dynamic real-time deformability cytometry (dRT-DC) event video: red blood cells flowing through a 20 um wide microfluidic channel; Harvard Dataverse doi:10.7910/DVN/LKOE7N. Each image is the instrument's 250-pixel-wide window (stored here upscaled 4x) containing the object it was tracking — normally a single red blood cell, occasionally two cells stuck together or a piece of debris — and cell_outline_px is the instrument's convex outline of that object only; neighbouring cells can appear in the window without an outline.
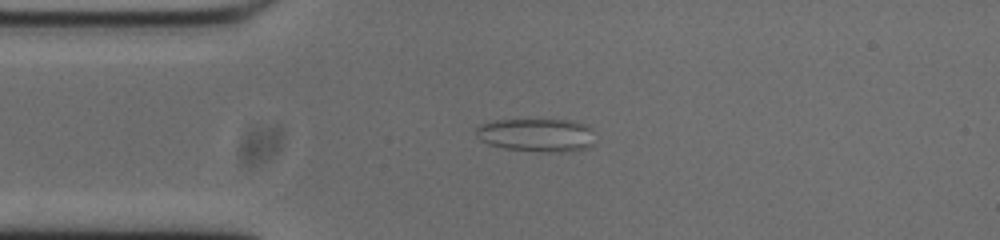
{"species": "common noctule bat (a hibernating species)", "species_latin": "Nyctalus noctula", "temperature_condition": "cold", "stored_images_in_passage": 47, "camera_frame_rate_fps": 3000, "um_per_image_px": 0.085, "animal": {"sex": "male", "body_mass_g": 20.0, "forearm_length_mm": 53.3}, "frame": {"image": 1, "passage_image": 11, "time_ms": 3.333, "image_size_px": [1000, 240], "cell_outline_px": [[592, 144], [584, 148], [504, 148], [488, 144], [476, 132], [476, 128], [480, 124], [496, 120], [576, 120], [588, 124]], "centroid_in_image_um": [45.54, 11.38], "position_along_channel_um": 39.5, "area_um2": 21.27}}
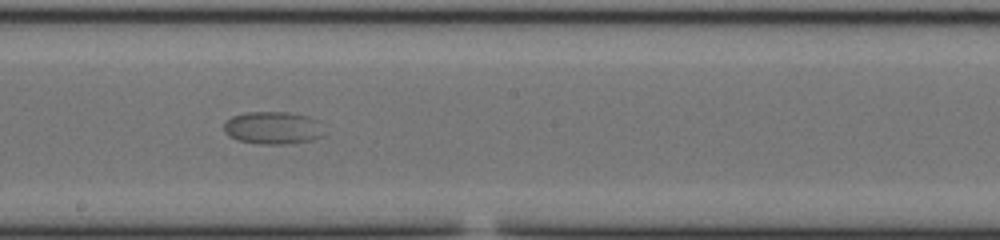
{"frame": {"image": 2, "passage_image": 28, "time_ms": 9.0, "image_size_px": [1000, 240], "cell_outline_px": [[324, 136], [312, 140], [288, 144], [260, 144], [240, 140], [228, 136], [224, 132], [224, 120], [232, 116], [244, 112], [288, 112], [308, 116], [320, 120]], "centroid_in_image_um": [23.2, 10.86], "position_along_channel_um": 225.0, "area_um2": 19.36}}
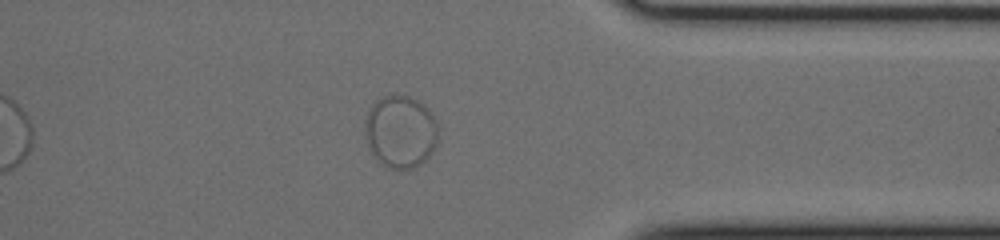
{"frame": {"image": 3, "passage_image": 42, "time_ms": 13.667, "image_size_px": [1000, 240], "cell_outline_px": [[436, 144], [428, 156], [416, 168], [388, 168], [372, 152], [368, 144], [368, 112], [372, 104], [380, 96], [408, 96], [424, 104], [428, 108], [436, 124]], "centroid_in_image_um": [34.07, 11.17], "position_along_channel_um": 377.3, "area_um2": 29.82}}